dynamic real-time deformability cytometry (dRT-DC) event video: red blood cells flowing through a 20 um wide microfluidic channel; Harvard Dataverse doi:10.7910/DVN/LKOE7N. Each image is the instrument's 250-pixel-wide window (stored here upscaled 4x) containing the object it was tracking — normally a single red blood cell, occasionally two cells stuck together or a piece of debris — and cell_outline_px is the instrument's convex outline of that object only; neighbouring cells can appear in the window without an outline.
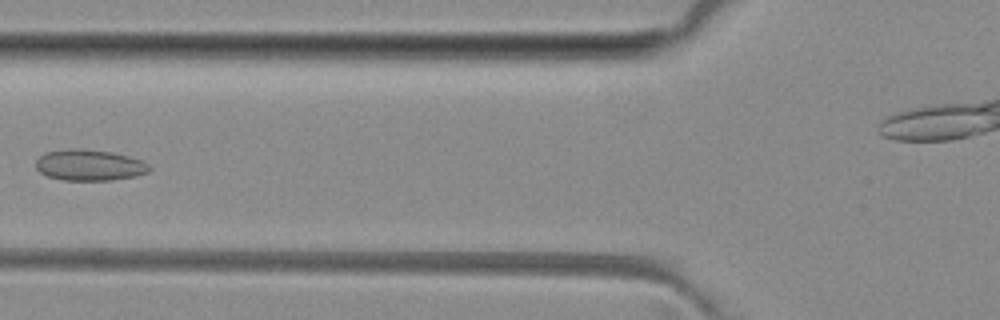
{"species": "common noctule bat (a hibernating species)", "species_latin": "Nyctalus noctula", "temperature_condition": "room temperature", "stored_images_in_passage": 5, "camera_frame_rate_fps": 3000, "um_per_image_px": 0.085, "animal": {"sex": "female", "body_mass_g": 29.2, "forearm_length_mm": 56.3}, "frame": {"image": 1, "passage_image": 5, "time_ms": 5.333, "image_size_px": [1000, 320], "cell_outline_px": [[152, 168], [148, 172], [136, 176], [112, 180], [64, 180], [48, 176], [40, 172], [36, 168], [36, 160], [44, 152], [72, 148], [84, 148], [112, 152], [144, 160]], "centroid_in_image_um": [7.62, 14.02], "position_along_channel_um": 118.2, "area_um2": 20.75}}